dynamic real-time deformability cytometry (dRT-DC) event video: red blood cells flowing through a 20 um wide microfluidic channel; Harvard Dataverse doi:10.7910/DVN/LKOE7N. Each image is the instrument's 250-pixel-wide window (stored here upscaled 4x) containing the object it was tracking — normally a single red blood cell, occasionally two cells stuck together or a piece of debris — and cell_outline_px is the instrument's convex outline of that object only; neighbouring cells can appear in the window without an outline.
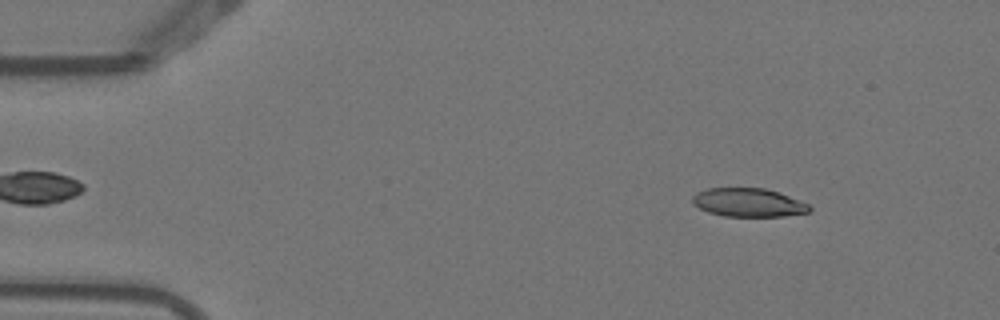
{"species": "Egyptian fruit bat (a non-hibernating species)", "species_latin": "Rousettus aegyptiacus", "temperature_condition": "warm", "stored_images_in_passage": 4, "camera_frame_rate_fps": 3000, "um_per_image_px": 0.085, "animal": {"sex": "female"}, "frame": {"image": 1, "passage_image": 1, "time_ms": 0.0, "image_size_px": [1000, 320], "cell_outline_px": [[812, 208], [808, 212], [784, 216], [724, 216], [708, 212], [692, 204], [692, 196], [696, 192], [708, 188], [764, 188], [780, 192], [808, 204]], "centroid_in_image_um": [63.59, 17.21], "position_along_channel_um": 21.4, "area_um2": 19.48}}
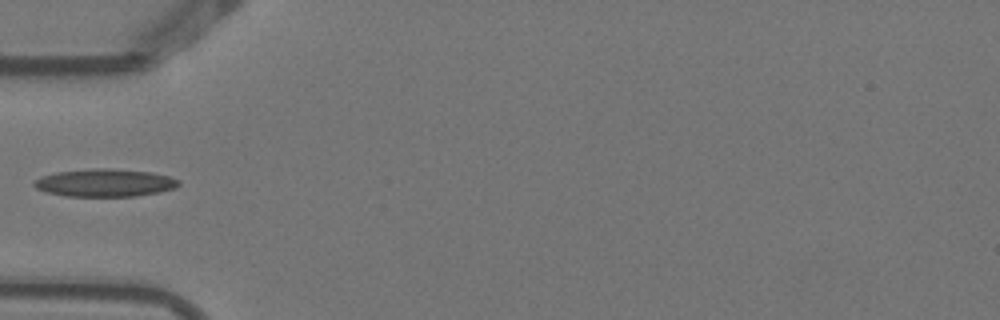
{"frame": {"image": 2, "passage_image": 4, "time_ms": 1.0, "image_size_px": [1000, 320], "cell_outline_px": [[180, 184], [176, 188], [160, 192], [136, 196], [64, 196], [48, 192], [36, 188], [32, 184], [40, 176], [56, 172], [92, 168], [104, 168], [152, 172], [168, 176], [180, 180]], "centroid_in_image_um": [8.93, 15.54], "position_along_channel_um": 76.1, "area_um2": 23.41}}